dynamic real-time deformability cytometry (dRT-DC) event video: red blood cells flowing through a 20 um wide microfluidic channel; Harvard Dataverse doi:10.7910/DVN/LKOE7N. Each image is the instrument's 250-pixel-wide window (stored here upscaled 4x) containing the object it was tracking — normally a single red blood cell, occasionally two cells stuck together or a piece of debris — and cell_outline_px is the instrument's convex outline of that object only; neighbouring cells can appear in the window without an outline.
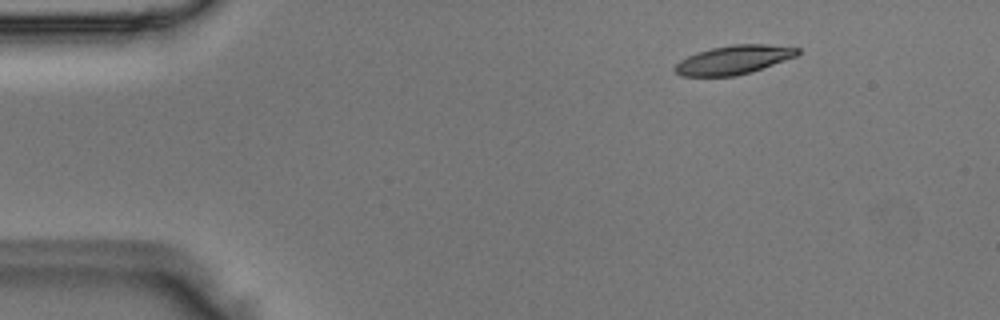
{"species": "Egyptian fruit bat (a non-hibernating species)", "species_latin": "Rousettus aegyptiacus", "temperature_condition": "room temperature", "stored_images_in_passage": 4, "camera_frame_rate_fps": 3000, "um_per_image_px": 0.085, "animal": {"sex": "male"}, "frame": {"image": 1, "passage_image": 2, "time_ms": 0.333, "image_size_px": [1000, 320], "cell_outline_px": [[800, 52], [796, 56], [752, 72], [736, 76], [680, 76], [672, 68], [680, 60], [688, 56], [712, 48], [732, 44], [764, 44], [800, 48]], "centroid_in_image_um": [62.36, 5.09], "position_along_channel_um": 22.6, "area_um2": 20.52}}